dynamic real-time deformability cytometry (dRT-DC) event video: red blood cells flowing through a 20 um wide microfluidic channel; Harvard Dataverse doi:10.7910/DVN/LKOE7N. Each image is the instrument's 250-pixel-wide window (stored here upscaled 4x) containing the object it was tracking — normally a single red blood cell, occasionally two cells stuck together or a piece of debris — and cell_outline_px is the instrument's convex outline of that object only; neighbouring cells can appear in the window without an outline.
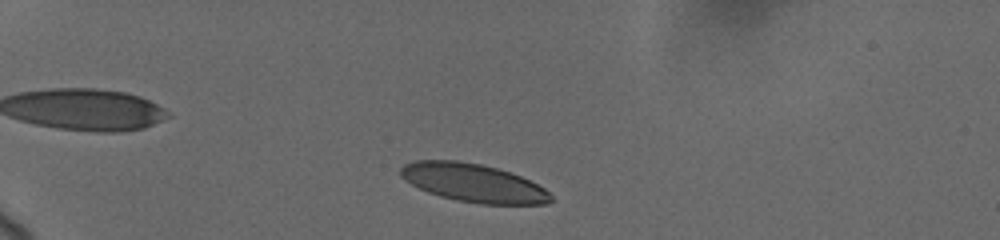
{"species": "human", "species_latin": "Homo sapiens", "temperature_condition": "cold", "stored_images_in_passage": 37, "camera_frame_rate_fps": 3000, "um_per_image_px": 0.085, "donor": {"sex": "female"}, "frame": {"image": 1, "passage_image": 2, "time_ms": 0.333, "image_size_px": [1000, 240], "cell_outline_px": [[552, 200], [548, 204], [480, 204], [456, 200], [440, 196], [428, 192], [404, 180], [400, 176], [400, 168], [404, 164], [416, 160], [456, 160], [480, 164], [496, 168], [520, 176], [544, 188], [552, 196]], "centroid_in_image_um": [40.21, 15.54], "position_along_channel_um": 44.8, "area_um2": 33.35}}
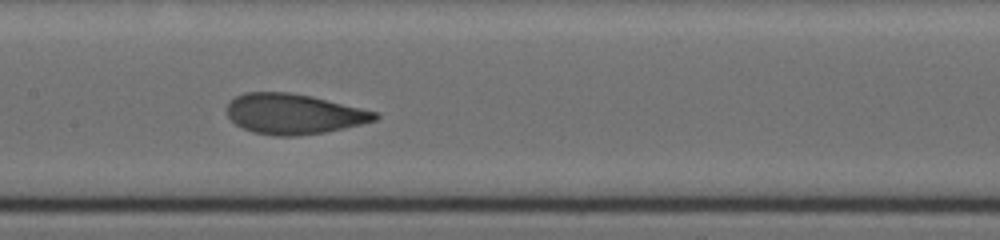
{"frame": {"image": 2, "passage_image": 15, "time_ms": 5.667, "image_size_px": [1000, 240], "cell_outline_px": [[380, 116], [376, 120], [344, 128], [324, 132], [296, 136], [276, 136], [252, 132], [236, 124], [228, 116], [228, 104], [236, 96], [244, 92], [288, 92], [312, 96], [376, 112]], "centroid_in_image_um": [24.96, 9.68], "position_along_channel_um": 182.4, "area_um2": 34.45}}
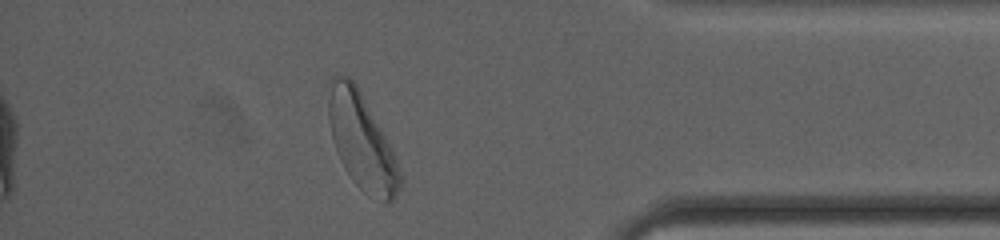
{"frame": {"image": 3, "passage_image": 33, "time_ms": 12.333, "image_size_px": [1000, 240], "cell_outline_px": [[400, 188], [392, 200], [388, 204], [384, 204], [368, 196], [352, 180], [344, 168], [336, 152], [332, 136], [328, 116], [328, 80], [332, 76], [348, 76], [356, 84], [396, 156], [400, 172]], "centroid_in_image_um": [30.73, 12.04], "position_along_channel_um": 404.5, "area_um2": 39.82}, "authors_computed_cell_mechanics": {"area_um2": 34.969, "velocity_mm_per_s": 3.648, "shape_relaxation_time_tau1_ms": 2.4594, "shape_relaxation_time_tau2_ms": null, "deformation_change_tau1": 0.1193, "deformation_change_tau2": null}}